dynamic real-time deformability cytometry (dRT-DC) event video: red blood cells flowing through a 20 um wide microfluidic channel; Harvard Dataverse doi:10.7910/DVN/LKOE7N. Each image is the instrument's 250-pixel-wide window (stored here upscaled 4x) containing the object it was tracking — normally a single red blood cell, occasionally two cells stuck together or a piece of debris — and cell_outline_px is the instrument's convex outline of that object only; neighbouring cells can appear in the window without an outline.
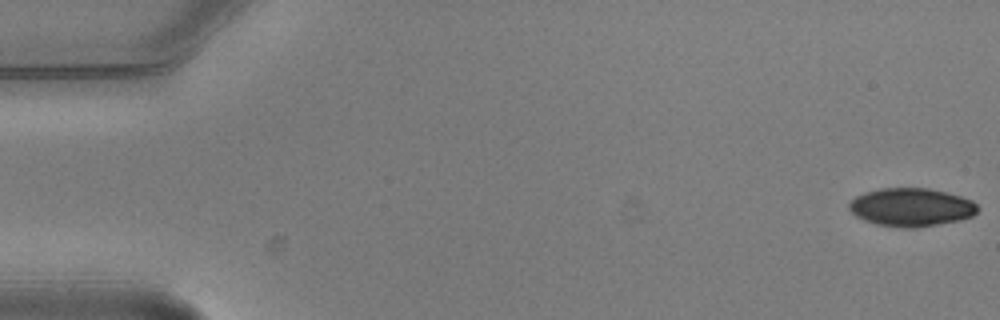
{"species": "common noctule bat (a hibernating species)", "species_latin": "Nyctalus noctula", "temperature_condition": "warm", "stored_images_in_passage": 5, "camera_frame_rate_fps": 3000, "um_per_image_px": 0.085, "animal": {"sex": "male", "body_mass_g": 20.5, "forearm_length_mm": 52.5}, "frame": {"image": 1, "passage_image": 1, "time_ms": 0.0, "image_size_px": [1000, 320], "cell_outline_px": [[980, 208], [972, 216], [960, 220], [916, 228], [904, 228], [876, 224], [864, 220], [856, 216], [848, 208], [848, 204], [856, 196], [864, 192], [880, 188], [928, 188], [960, 196], [972, 200]], "centroid_in_image_um": [77.45, 17.61], "position_along_channel_um": 7.6, "area_um2": 28.67}}